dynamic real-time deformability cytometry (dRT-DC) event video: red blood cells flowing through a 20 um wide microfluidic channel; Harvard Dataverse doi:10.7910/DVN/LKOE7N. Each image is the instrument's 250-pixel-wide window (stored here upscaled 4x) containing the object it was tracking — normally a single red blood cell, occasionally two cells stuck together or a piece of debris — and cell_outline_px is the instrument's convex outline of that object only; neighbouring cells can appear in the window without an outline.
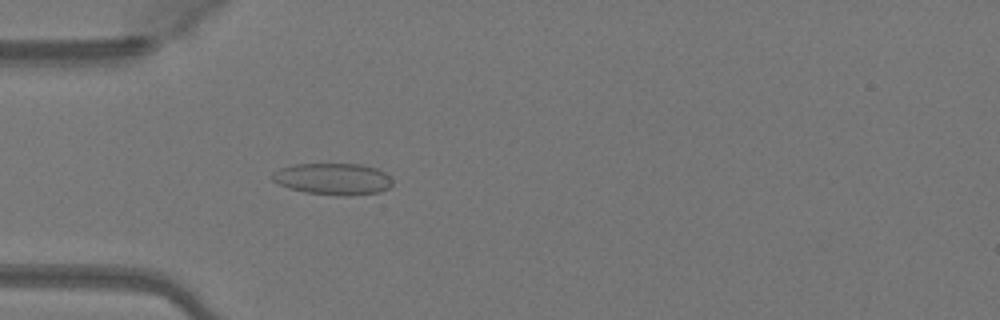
{"species": "Egyptian fruit bat (a non-hibernating species)", "species_latin": "Rousettus aegyptiacus", "temperature_condition": "warm", "stored_images_in_passage": 49, "camera_frame_rate_fps": 3000, "um_per_image_px": 0.085, "animal": {"sex": "female"}, "frame": {"image": 1, "passage_image": 15, "time_ms": 4.667, "image_size_px": [1000, 320], "cell_outline_px": [[392, 184], [388, 188], [380, 192], [352, 196], [336, 196], [304, 192], [288, 188], [272, 180], [272, 172], [280, 168], [296, 164], [360, 164], [376, 168], [392, 176]], "centroid_in_image_um": [28.33, 15.22], "position_along_channel_um": 56.7, "area_um2": 22.43}}
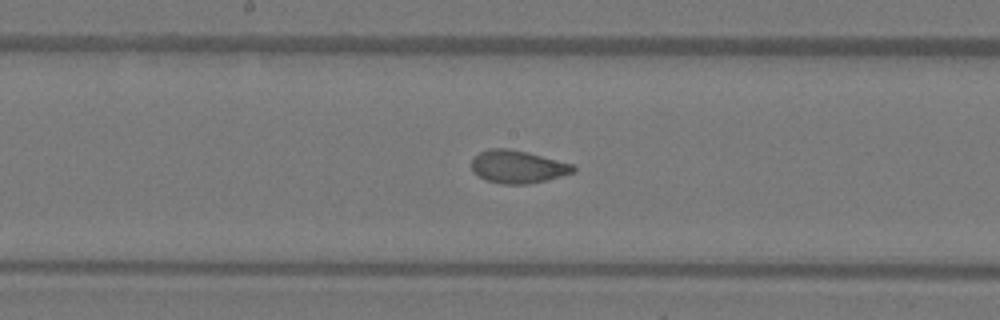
{"frame": {"image": 2, "passage_image": 26, "time_ms": 8.333, "image_size_px": [1000, 320], "cell_outline_px": [[576, 168], [572, 172], [548, 180], [528, 184], [500, 184], [484, 180], [472, 172], [472, 156], [488, 148], [508, 148], [528, 152], [572, 164]], "centroid_in_image_um": [43.94, 14.17], "position_along_channel_um": 204.3, "area_um2": 19.59}}
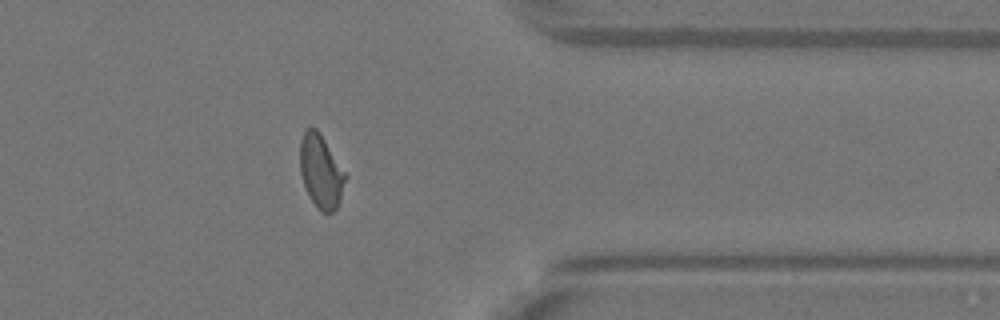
{"frame": {"image": 3, "passage_image": 40, "time_ms": 13.0, "image_size_px": [1000, 320], "cell_outline_px": [[348, 176], [340, 200], [336, 208], [332, 212], [320, 212], [316, 208], [308, 196], [300, 172], [300, 140], [304, 132], [308, 128], [316, 128], [320, 132]], "centroid_in_image_um": [27.29, 14.58], "position_along_channel_um": 384.1, "area_um2": 19.59}, "authors_computed_cell_mechanics": {"area_um2": 19.8254, "velocity_mm_per_s": 4.1366, "shape_relaxation_time_tau1_ms": 4.4118, "shape_relaxation_time_tau2_ms": 0.7869, "deformation_change_tau1": 0.1363, "deformation_change_tau2": 0.0634}}